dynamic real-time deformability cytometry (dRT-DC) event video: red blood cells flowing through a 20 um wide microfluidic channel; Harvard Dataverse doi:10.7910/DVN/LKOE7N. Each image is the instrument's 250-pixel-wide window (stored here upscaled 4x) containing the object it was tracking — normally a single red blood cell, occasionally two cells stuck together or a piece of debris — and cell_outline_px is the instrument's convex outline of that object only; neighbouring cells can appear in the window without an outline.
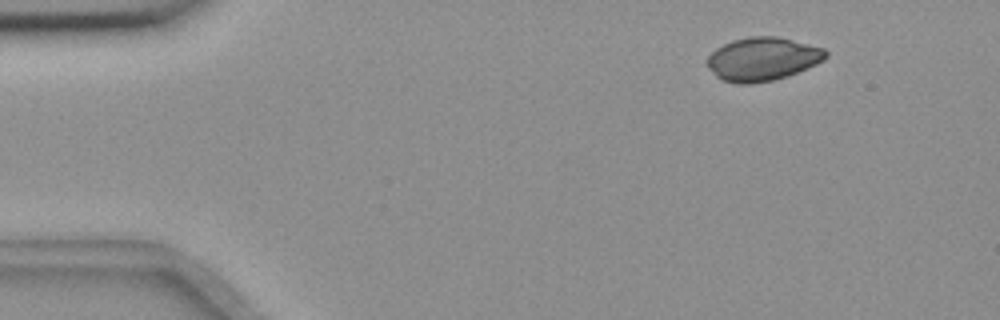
{"species": "common noctule bat (a hibernating species)", "species_latin": "Nyctalus noctula", "temperature_condition": "room temperature", "stored_images_in_passage": 50, "camera_frame_rate_fps": 3000, "um_per_image_px": 0.085, "animal": {"sex": "female", "body_mass_g": 18.4}, "frame": {"image": 1, "passage_image": 1, "time_ms": 0.0, "image_size_px": [1000, 320], "cell_outline_px": [[828, 56], [824, 60], [808, 68], [788, 76], [776, 80], [752, 84], [736, 84], [720, 80], [704, 64], [708, 56], [716, 48], [732, 40], [752, 36], [776, 36], [824, 48], [828, 52]], "centroid_in_image_um": [64.79, 5.04], "position_along_channel_um": 20.2, "area_um2": 30.4}}
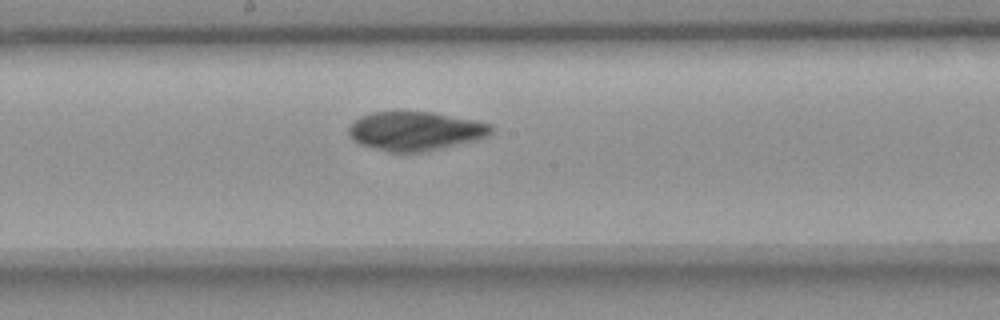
{"frame": {"image": 2, "passage_image": 24, "time_ms": 7.667, "image_size_px": [1000, 320], "cell_outline_px": [[492, 132], [488, 136], [476, 140], [420, 152], [388, 152], [360, 144], [352, 140], [348, 136], [348, 128], [360, 116], [372, 112], [432, 112], [476, 120], [492, 124]], "centroid_in_image_um": [35.29, 11.13], "position_along_channel_um": 212.9, "area_um2": 32.19}}
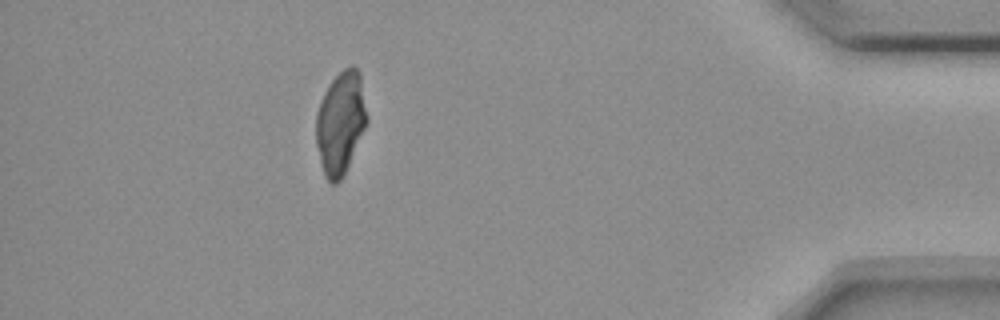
{"frame": {"image": 3, "passage_image": 44, "time_ms": 14.333, "image_size_px": [1000, 320], "cell_outline_px": [[368, 120], [348, 164], [340, 180], [336, 184], [332, 184], [324, 176], [316, 144], [316, 112], [320, 100], [324, 92], [332, 80], [344, 68], [352, 64], [360, 72], [368, 116]], "centroid_in_image_um": [28.94, 10.39], "position_along_channel_um": 406.3, "area_um2": 30.29}}